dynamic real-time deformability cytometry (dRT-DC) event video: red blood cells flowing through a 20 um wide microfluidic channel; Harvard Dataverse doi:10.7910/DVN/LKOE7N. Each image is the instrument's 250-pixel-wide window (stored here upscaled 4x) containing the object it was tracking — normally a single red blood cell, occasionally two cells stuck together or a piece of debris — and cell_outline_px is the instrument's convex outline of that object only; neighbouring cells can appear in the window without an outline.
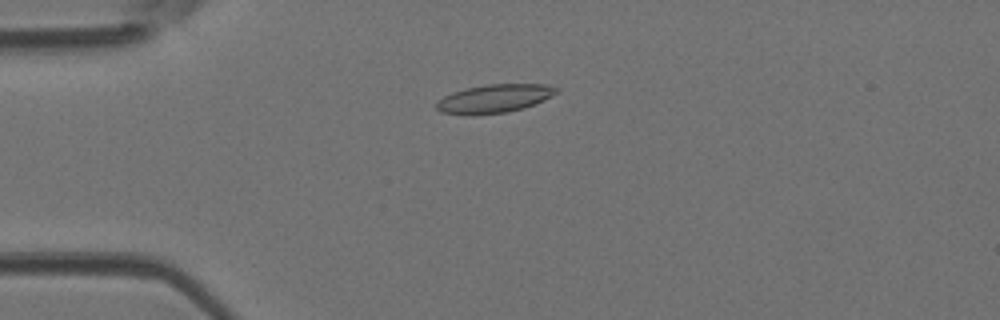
{"species": "Egyptian fruit bat (a non-hibernating species)", "species_latin": "Rousettus aegyptiacus", "temperature_condition": "room temperature", "stored_images_in_passage": 44, "camera_frame_rate_fps": 3000, "um_per_image_px": 0.085, "animal": {"sex": "female"}, "frame": {"image": 1, "passage_image": 9, "time_ms": 2.667, "image_size_px": [1000, 320], "cell_outline_px": [[556, 92], [544, 100], [536, 104], [524, 108], [508, 112], [440, 112], [436, 108], [436, 104], [444, 96], [452, 92], [468, 88], [488, 84], [548, 84], [556, 88]], "centroid_in_image_um": [42.09, 8.33], "position_along_channel_um": 42.9, "area_um2": 18.9}}
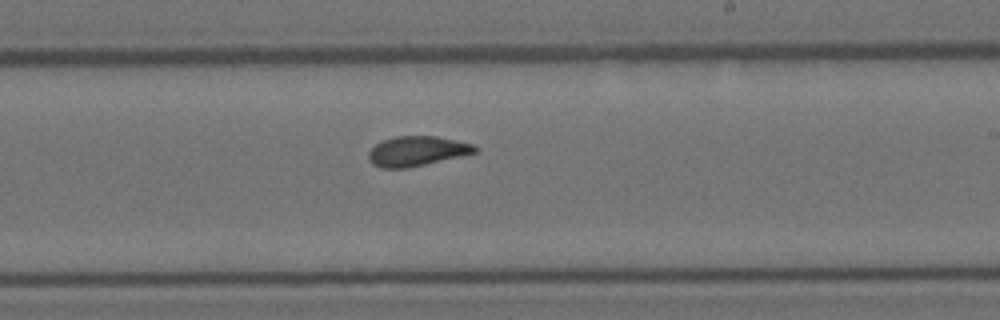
{"frame": {"image": 2, "passage_image": 25, "time_ms": 8.0, "image_size_px": [1000, 320], "cell_outline_px": [[476, 152], [460, 156], [408, 168], [380, 168], [372, 164], [368, 160], [368, 152], [380, 140], [396, 136], [436, 136], [456, 140], [472, 144], [476, 148]], "centroid_in_image_um": [35.37, 12.84], "position_along_channel_um": 253.6, "area_um2": 18.44}}
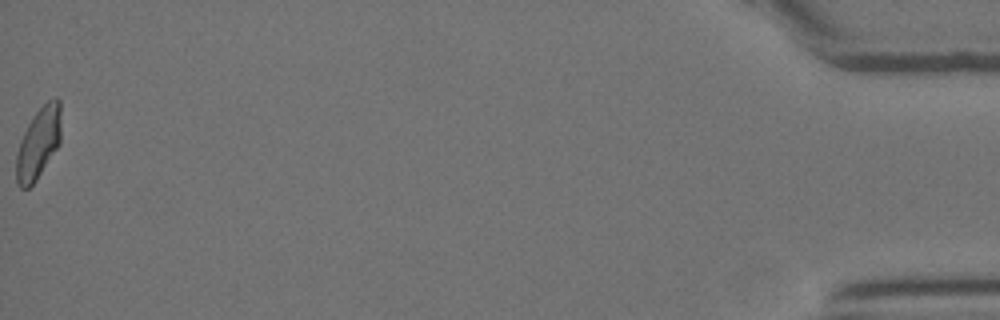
{"frame": {"image": 3, "passage_image": 44, "time_ms": 14.333, "image_size_px": [1000, 320], "cell_outline_px": [[60, 144], [36, 180], [28, 188], [20, 188], [16, 180], [16, 156], [20, 140], [32, 116], [48, 100], [56, 96], [60, 100]], "centroid_in_image_um": [3.27, 12.15], "position_along_channel_um": 431.9, "area_um2": 18.55}}